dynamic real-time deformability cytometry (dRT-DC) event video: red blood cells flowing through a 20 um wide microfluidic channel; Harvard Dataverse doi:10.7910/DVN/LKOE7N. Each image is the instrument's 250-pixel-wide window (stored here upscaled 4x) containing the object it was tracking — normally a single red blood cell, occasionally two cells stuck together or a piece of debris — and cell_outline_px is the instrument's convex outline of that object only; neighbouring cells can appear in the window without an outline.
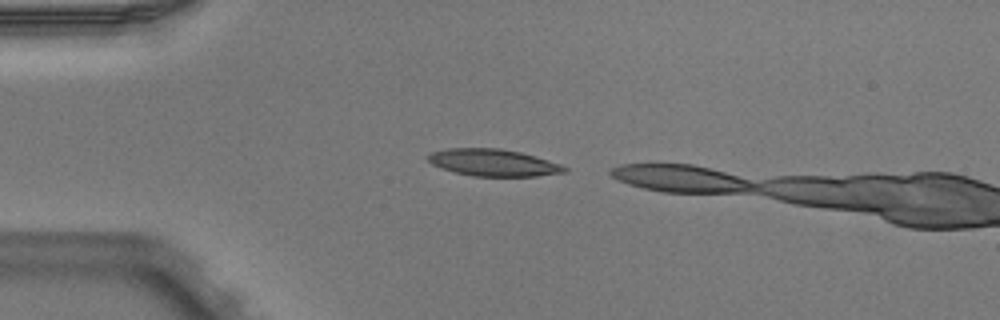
{"species": "Egyptian fruit bat (a non-hibernating species)", "species_latin": "Rousettus aegyptiacus", "temperature_condition": "warm", "stored_images_in_passage": 2, "camera_frame_rate_fps": 3000, "um_per_image_px": 0.085, "animal": {"sex": "male"}, "frame": {"image": 1, "passage_image": 1, "time_ms": 0.0, "image_size_px": [1000, 320], "cell_outline_px": [[568, 172], [536, 176], [472, 176], [456, 172], [432, 164], [428, 160], [428, 156], [432, 152], [448, 148], [500, 148], [520, 152], [548, 160], [560, 164], [568, 168]], "centroid_in_image_um": [41.96, 13.82], "position_along_channel_um": 43.0, "area_um2": 21.27}}